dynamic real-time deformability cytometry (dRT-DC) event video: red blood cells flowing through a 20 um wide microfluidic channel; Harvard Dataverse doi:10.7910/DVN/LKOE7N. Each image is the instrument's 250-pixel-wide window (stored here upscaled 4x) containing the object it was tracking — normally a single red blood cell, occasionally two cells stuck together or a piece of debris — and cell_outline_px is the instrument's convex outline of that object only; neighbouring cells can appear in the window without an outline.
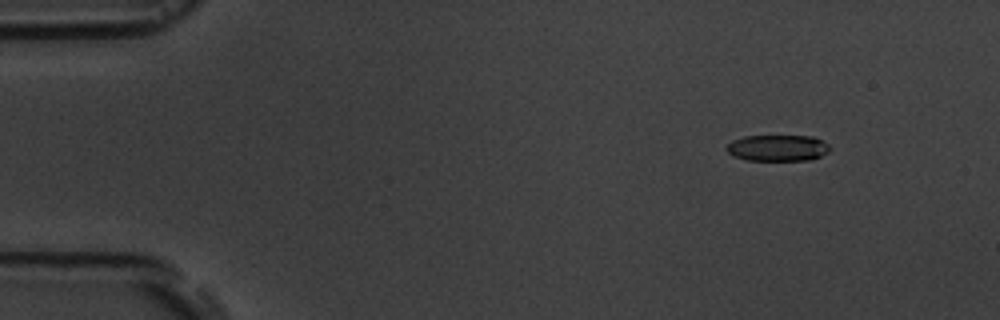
{"species": "common noctule bat (a hibernating species)", "species_latin": "Nyctalus noctula", "temperature_condition": "room temperature", "stored_images_in_passage": 5, "segment_of_instrument_passage": [1, 2], "camera_frame_rate_fps": 3000, "um_per_image_px": 0.085, "animal": {"sex": "male", "body_mass_g": 19.5, "forearm_length_mm": 54.6}, "frame": {"image": 1, "passage_image": 1, "time_ms": 0.0, "image_size_px": [1000, 320], "cell_outline_px": [[832, 148], [828, 152], [812, 160], [748, 160], [732, 156], [724, 148], [732, 140], [744, 136], [812, 136], [828, 144]], "centroid_in_image_um": [66.09, 12.58], "position_along_channel_um": 18.9, "area_um2": 15.9}}
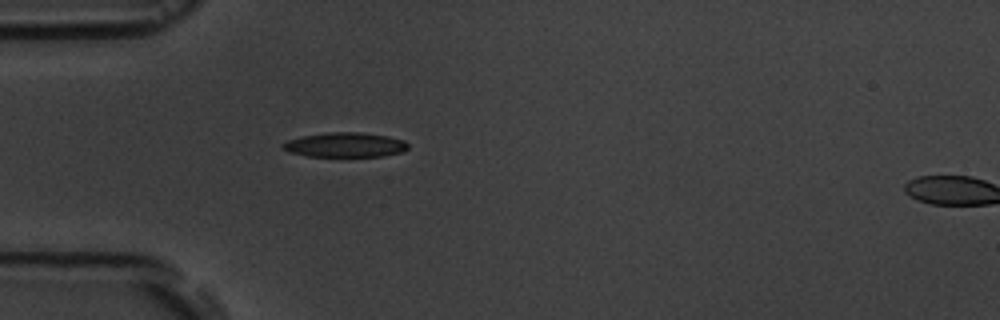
{"frame": {"image": 2, "passage_image": 4, "time_ms": 3.333, "image_size_px": [1000, 320], "cell_outline_px": [[408, 148], [404, 152], [384, 156], [308, 156], [292, 152], [284, 148], [280, 144], [288, 140], [304, 136], [328, 132], [364, 132], [388, 136], [404, 140], [408, 144]], "centroid_in_image_um": [29.41, 12.3], "position_along_channel_um": 55.6, "area_um2": 17.92}}